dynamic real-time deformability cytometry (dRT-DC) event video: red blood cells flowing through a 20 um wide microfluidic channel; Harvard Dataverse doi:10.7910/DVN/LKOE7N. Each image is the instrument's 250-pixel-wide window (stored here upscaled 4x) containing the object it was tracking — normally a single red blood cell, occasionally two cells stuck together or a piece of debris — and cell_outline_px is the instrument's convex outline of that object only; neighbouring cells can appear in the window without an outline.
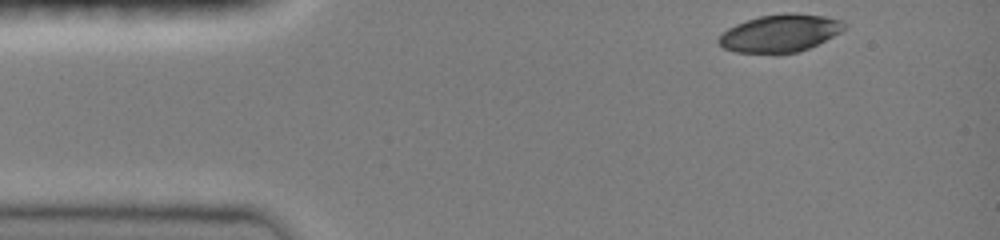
{"species": "common noctule bat (a hibernating species)", "species_latin": "Nyctalus noctula", "temperature_condition": "room temperature", "stored_images_in_passage": 37, "camera_frame_rate_fps": 3000, "um_per_image_px": 0.085, "animal": {"sex": "female", "body_mass_g": 19.0, "forearm_length_mm": 51.5}, "frame": {"image": 1, "passage_image": 1, "time_ms": 0.0, "image_size_px": [1000, 240], "cell_outline_px": [[844, 28], [840, 32], [808, 48], [796, 52], [780, 56], [776, 56], [736, 52], [724, 48], [716, 40], [728, 28], [736, 24], [760, 16], [788, 12], [792, 12], [824, 16], [840, 20], [844, 24]], "centroid_in_image_um": [66.25, 2.86], "position_along_channel_um": 18.7, "area_um2": 27.74}}
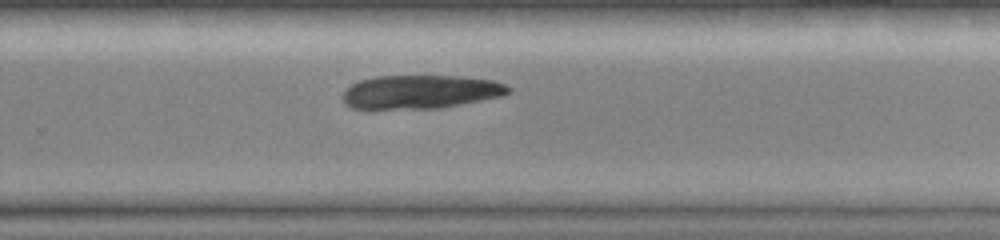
{"frame": {"image": 2, "passage_image": 27, "time_ms": 8.667, "image_size_px": [1000, 240], "cell_outline_px": [[512, 88], [508, 92], [500, 96], [440, 108], [352, 108], [344, 104], [344, 92], [352, 84], [360, 80], [376, 76], [460, 76], [492, 80], [504, 84]], "centroid_in_image_um": [35.73, 7.8], "position_along_channel_um": 294.1, "area_um2": 31.96}}
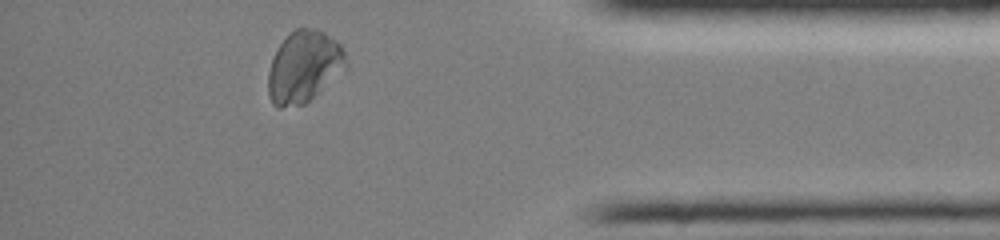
{"frame": {"image": 3, "passage_image": 37, "time_ms": 12.0, "image_size_px": [1000, 240], "cell_outline_px": [[348, 68], [304, 104], [280, 108], [276, 108], [272, 104], [268, 96], [268, 72], [272, 60], [280, 44], [296, 28], [316, 28], [324, 32], [340, 44], [344, 52], [348, 64]], "centroid_in_image_um": [25.84, 5.69], "position_along_channel_um": 409.4, "area_um2": 32.48}}